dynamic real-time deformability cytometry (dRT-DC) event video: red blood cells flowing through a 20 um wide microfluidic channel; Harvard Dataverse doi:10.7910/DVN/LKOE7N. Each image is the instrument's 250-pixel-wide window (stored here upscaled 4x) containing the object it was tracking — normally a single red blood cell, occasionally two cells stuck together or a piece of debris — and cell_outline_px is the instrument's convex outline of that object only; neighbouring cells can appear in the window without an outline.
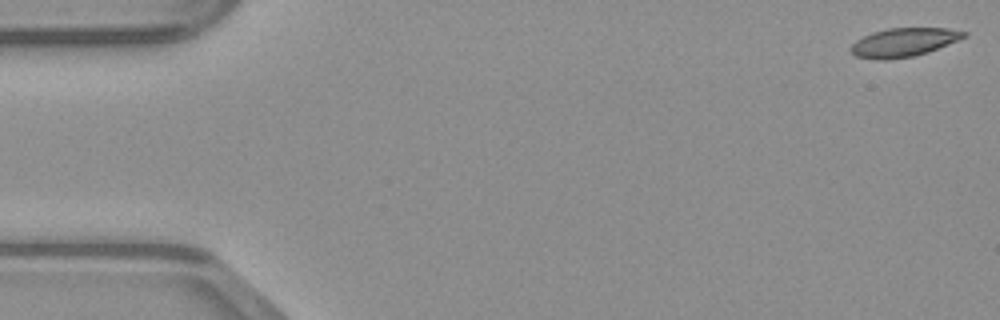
{"species": "common noctule bat (a hibernating species)", "species_latin": "Nyctalus noctula", "temperature_condition": "warm", "stored_images_in_passage": 48, "camera_frame_rate_fps": 3000, "um_per_image_px": 0.085, "animal": {"sex": "male", "body_mass_g": 23.1, "forearm_length_mm": 52.7}, "frame": {"image": 1, "passage_image": 1, "time_ms": 0.0, "image_size_px": [1000, 320], "cell_outline_px": [[968, 36], [928, 52], [916, 56], [884, 60], [876, 60], [856, 56], [848, 48], [856, 40], [872, 32], [888, 28], [948, 28], [968, 32]], "centroid_in_image_um": [76.81, 3.6], "position_along_channel_um": 8.2, "area_um2": 19.02}}
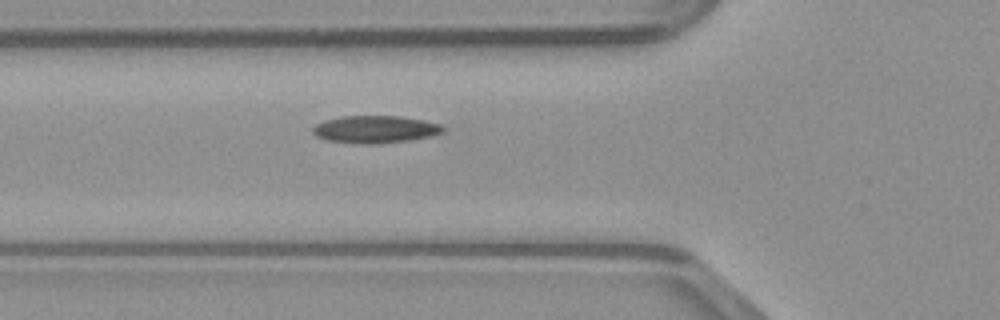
{"frame": {"image": 2, "passage_image": 17, "time_ms": 5.333, "image_size_px": [1000, 320], "cell_outline_px": [[444, 132], [432, 136], [408, 140], [376, 144], [364, 144], [324, 140], [316, 136], [312, 132], [312, 128], [316, 124], [324, 120], [344, 116], [400, 116], [424, 120], [440, 124], [444, 128]], "centroid_in_image_um": [31.88, 10.99], "position_along_channel_um": 93.9, "area_um2": 20.87}}
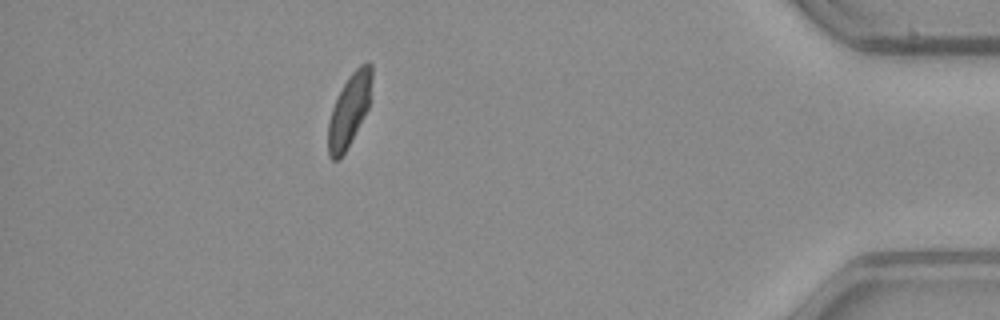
{"frame": {"image": 3, "passage_image": 43, "time_ms": 14.0, "image_size_px": [1000, 320], "cell_outline_px": [[372, 80], [368, 108], [340, 160], [332, 160], [328, 156], [328, 120], [332, 108], [344, 84], [352, 72], [360, 64], [368, 60], [372, 64]], "centroid_in_image_um": [29.68, 9.35], "position_along_channel_um": 405.5, "area_um2": 18.21}}